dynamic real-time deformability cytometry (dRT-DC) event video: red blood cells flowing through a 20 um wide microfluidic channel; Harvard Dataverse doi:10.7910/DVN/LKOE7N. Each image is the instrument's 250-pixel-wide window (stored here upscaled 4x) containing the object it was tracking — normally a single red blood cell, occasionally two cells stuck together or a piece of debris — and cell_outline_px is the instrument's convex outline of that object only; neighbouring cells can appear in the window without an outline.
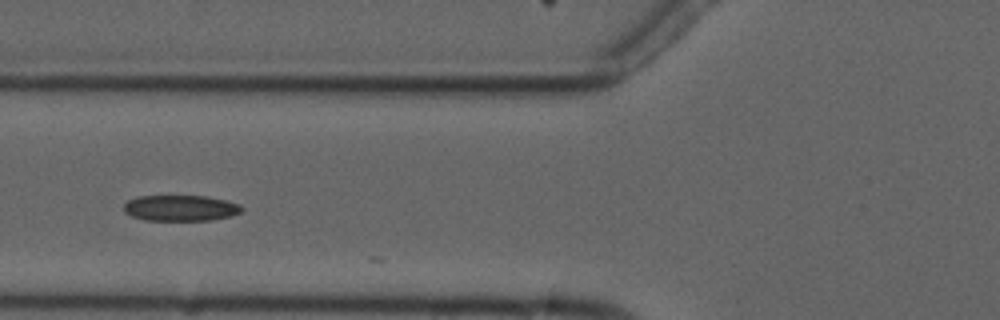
{"species": "common noctule bat (a hibernating species)", "species_latin": "Nyctalus noctula", "temperature_condition": "cold", "stored_images_in_passage": 4, "camera_frame_rate_fps": 3000, "um_per_image_px": 0.085, "animal": {"sex": "male", "forearm_length_mm": 52.5}, "frame": {"image": 1, "passage_image": 3, "time_ms": 3.333, "image_size_px": [1000, 320], "cell_outline_px": [[244, 208], [240, 212], [232, 216], [212, 220], [144, 220], [132, 216], [124, 212], [124, 204], [128, 200], [136, 196], [208, 196], [240, 204]], "centroid_in_image_um": [15.35, 17.68], "position_along_channel_um": 110.5, "area_um2": 17.86}}